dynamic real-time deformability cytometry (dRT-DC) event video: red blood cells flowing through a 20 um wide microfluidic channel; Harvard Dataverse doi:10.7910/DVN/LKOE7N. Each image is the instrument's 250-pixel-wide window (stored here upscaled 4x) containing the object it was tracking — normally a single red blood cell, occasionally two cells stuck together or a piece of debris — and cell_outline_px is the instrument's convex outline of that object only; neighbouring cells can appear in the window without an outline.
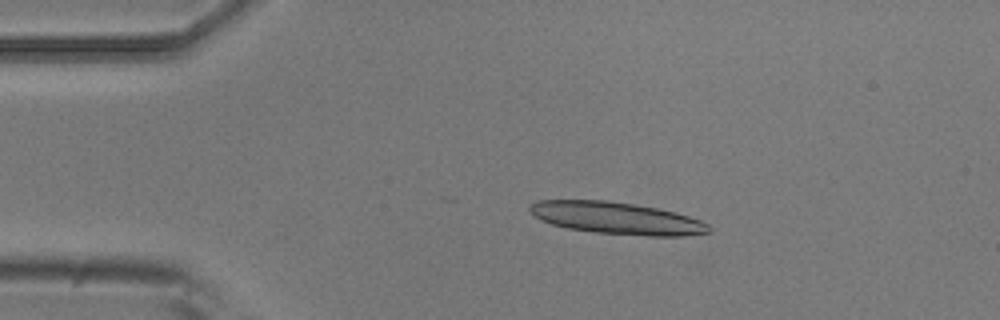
{"species": "common noctule bat (a hibernating species)", "species_latin": "Nyctalus noctula", "temperature_condition": "room temperature", "stored_images_in_passage": 16, "camera_frame_rate_fps": 3000, "um_per_image_px": 0.085, "animal": {"sex": "male", "body_mass_g": 20.5, "forearm_length_mm": 52.5}, "frame": {"image": 1, "passage_image": 10, "time_ms": 3.0, "image_size_px": [1000, 320], "cell_outline_px": [[712, 228], [708, 232], [684, 236], [648, 236], [596, 232], [568, 228], [552, 224], [540, 220], [528, 212], [528, 204], [536, 200], [608, 200], [656, 208], [676, 212], [700, 220], [708, 224]], "centroid_in_image_um": [52.37, 18.53], "position_along_channel_um": 32.6, "area_um2": 33.52}}